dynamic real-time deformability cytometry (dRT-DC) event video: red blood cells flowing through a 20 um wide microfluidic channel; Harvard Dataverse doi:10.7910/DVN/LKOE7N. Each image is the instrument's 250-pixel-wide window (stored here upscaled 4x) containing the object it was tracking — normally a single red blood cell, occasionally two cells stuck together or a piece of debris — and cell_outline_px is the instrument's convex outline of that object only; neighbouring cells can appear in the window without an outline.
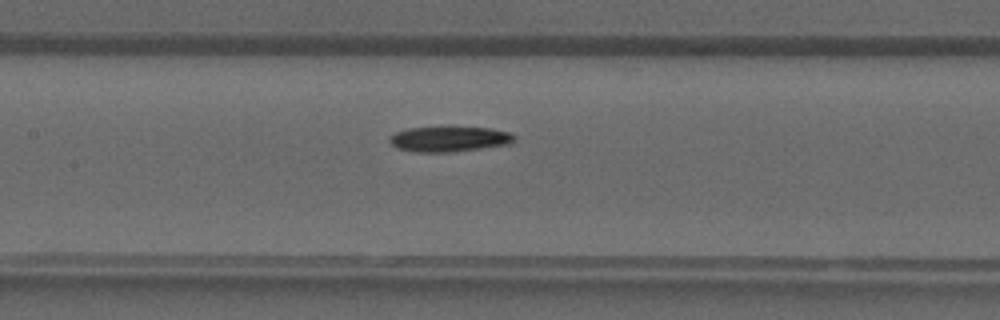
{"species": "common noctule bat (a hibernating species)", "species_latin": "Nyctalus noctula", "temperature_condition": "warm", "stored_images_in_passage": 40, "camera_frame_rate_fps": 3000, "um_per_image_px": 0.085, "animal": {"sex": "male", "forearm_length_mm": 52.5}, "frame": {"image": 1, "passage_image": 19, "time_ms": 6.0, "image_size_px": [1000, 320], "cell_outline_px": [[516, 140], [508, 144], [452, 152], [416, 152], [396, 148], [388, 140], [388, 136], [396, 132], [408, 128], [492, 128], [508, 132], [516, 136]], "centroid_in_image_um": [38.16, 11.83], "position_along_channel_um": 169.2, "area_um2": 18.15}}
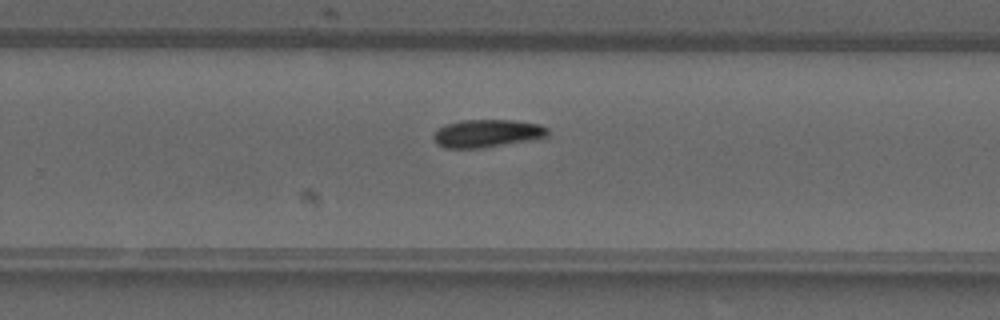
{"frame": {"image": 2, "passage_image": 26, "time_ms": 8.333, "image_size_px": [1000, 320], "cell_outline_px": [[548, 136], [540, 140], [484, 148], [444, 148], [436, 144], [432, 136], [440, 128], [448, 124], [460, 120], [516, 120], [540, 124], [548, 128]], "centroid_in_image_um": [41.49, 11.36], "position_along_channel_um": 288.3, "area_um2": 19.02}}
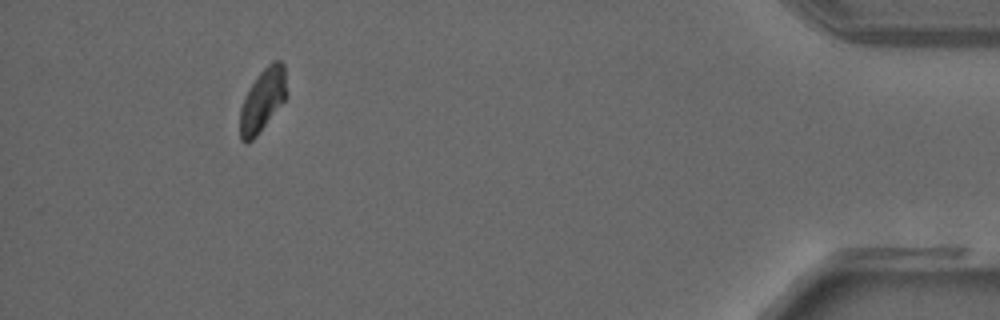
{"frame": {"image": 3, "passage_image": 37, "time_ms": 12.0, "image_size_px": [1000, 320], "cell_outline_px": [[288, 96], [256, 136], [252, 140], [244, 144], [240, 140], [240, 108], [244, 96], [256, 76], [272, 60], [280, 60], [284, 64]], "centroid_in_image_um": [22.33, 8.49], "position_along_channel_um": 412.9, "area_um2": 17.28}}